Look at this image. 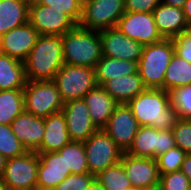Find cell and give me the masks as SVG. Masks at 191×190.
<instances>
[{
    "instance_id": "6da1fadb",
    "label": "cell",
    "mask_w": 191,
    "mask_h": 190,
    "mask_svg": "<svg viewBox=\"0 0 191 190\" xmlns=\"http://www.w3.org/2000/svg\"><path fill=\"white\" fill-rule=\"evenodd\" d=\"M127 105L140 126L158 130H173L179 117L170 106L168 92L164 89H146Z\"/></svg>"
},
{
    "instance_id": "7a4b0ae2",
    "label": "cell",
    "mask_w": 191,
    "mask_h": 190,
    "mask_svg": "<svg viewBox=\"0 0 191 190\" xmlns=\"http://www.w3.org/2000/svg\"><path fill=\"white\" fill-rule=\"evenodd\" d=\"M24 65L27 80H53L64 65L62 36L40 35Z\"/></svg>"
},
{
    "instance_id": "3957f363",
    "label": "cell",
    "mask_w": 191,
    "mask_h": 190,
    "mask_svg": "<svg viewBox=\"0 0 191 190\" xmlns=\"http://www.w3.org/2000/svg\"><path fill=\"white\" fill-rule=\"evenodd\" d=\"M64 64L95 68L102 58L100 31L76 25L62 35Z\"/></svg>"
},
{
    "instance_id": "277c9868",
    "label": "cell",
    "mask_w": 191,
    "mask_h": 190,
    "mask_svg": "<svg viewBox=\"0 0 191 190\" xmlns=\"http://www.w3.org/2000/svg\"><path fill=\"white\" fill-rule=\"evenodd\" d=\"M175 53L171 38L144 45L137 72L147 89H163L166 69Z\"/></svg>"
},
{
    "instance_id": "5b68a950",
    "label": "cell",
    "mask_w": 191,
    "mask_h": 190,
    "mask_svg": "<svg viewBox=\"0 0 191 190\" xmlns=\"http://www.w3.org/2000/svg\"><path fill=\"white\" fill-rule=\"evenodd\" d=\"M23 92L26 112L46 118L62 111L64 102L53 80H27Z\"/></svg>"
},
{
    "instance_id": "8992f818",
    "label": "cell",
    "mask_w": 191,
    "mask_h": 190,
    "mask_svg": "<svg viewBox=\"0 0 191 190\" xmlns=\"http://www.w3.org/2000/svg\"><path fill=\"white\" fill-rule=\"evenodd\" d=\"M63 102L82 99L96 86L94 68L64 64L53 79Z\"/></svg>"
},
{
    "instance_id": "52a82bcc",
    "label": "cell",
    "mask_w": 191,
    "mask_h": 190,
    "mask_svg": "<svg viewBox=\"0 0 191 190\" xmlns=\"http://www.w3.org/2000/svg\"><path fill=\"white\" fill-rule=\"evenodd\" d=\"M124 13V0H85L78 25L92 31L115 28Z\"/></svg>"
},
{
    "instance_id": "ba28073f",
    "label": "cell",
    "mask_w": 191,
    "mask_h": 190,
    "mask_svg": "<svg viewBox=\"0 0 191 190\" xmlns=\"http://www.w3.org/2000/svg\"><path fill=\"white\" fill-rule=\"evenodd\" d=\"M83 144L89 173L94 176L121 160L123 151L103 129H98Z\"/></svg>"
},
{
    "instance_id": "9c48e42d",
    "label": "cell",
    "mask_w": 191,
    "mask_h": 190,
    "mask_svg": "<svg viewBox=\"0 0 191 190\" xmlns=\"http://www.w3.org/2000/svg\"><path fill=\"white\" fill-rule=\"evenodd\" d=\"M38 167V153L28 151L8 159L1 178L10 190H37Z\"/></svg>"
},
{
    "instance_id": "30bf717a",
    "label": "cell",
    "mask_w": 191,
    "mask_h": 190,
    "mask_svg": "<svg viewBox=\"0 0 191 190\" xmlns=\"http://www.w3.org/2000/svg\"><path fill=\"white\" fill-rule=\"evenodd\" d=\"M175 146L172 130H158L152 126H140L126 153L135 157L156 159L160 154Z\"/></svg>"
},
{
    "instance_id": "8fae6325",
    "label": "cell",
    "mask_w": 191,
    "mask_h": 190,
    "mask_svg": "<svg viewBox=\"0 0 191 190\" xmlns=\"http://www.w3.org/2000/svg\"><path fill=\"white\" fill-rule=\"evenodd\" d=\"M29 22L40 35H60L73 29L77 24L65 12L39 4H29Z\"/></svg>"
},
{
    "instance_id": "7c38bea8",
    "label": "cell",
    "mask_w": 191,
    "mask_h": 190,
    "mask_svg": "<svg viewBox=\"0 0 191 190\" xmlns=\"http://www.w3.org/2000/svg\"><path fill=\"white\" fill-rule=\"evenodd\" d=\"M116 28L128 38L143 45L156 43L163 39L152 12H125L118 20Z\"/></svg>"
},
{
    "instance_id": "4fadbf2b",
    "label": "cell",
    "mask_w": 191,
    "mask_h": 190,
    "mask_svg": "<svg viewBox=\"0 0 191 190\" xmlns=\"http://www.w3.org/2000/svg\"><path fill=\"white\" fill-rule=\"evenodd\" d=\"M133 189L158 190L160 174L156 159L122 153L120 160Z\"/></svg>"
},
{
    "instance_id": "5bb4252c",
    "label": "cell",
    "mask_w": 191,
    "mask_h": 190,
    "mask_svg": "<svg viewBox=\"0 0 191 190\" xmlns=\"http://www.w3.org/2000/svg\"><path fill=\"white\" fill-rule=\"evenodd\" d=\"M139 127L140 125L132 114L131 108L123 103L116 106L103 130L123 152H126L131 146Z\"/></svg>"
},
{
    "instance_id": "9a60e30c",
    "label": "cell",
    "mask_w": 191,
    "mask_h": 190,
    "mask_svg": "<svg viewBox=\"0 0 191 190\" xmlns=\"http://www.w3.org/2000/svg\"><path fill=\"white\" fill-rule=\"evenodd\" d=\"M102 56L139 61L144 45L128 38L116 27L100 31Z\"/></svg>"
},
{
    "instance_id": "2e32d148",
    "label": "cell",
    "mask_w": 191,
    "mask_h": 190,
    "mask_svg": "<svg viewBox=\"0 0 191 190\" xmlns=\"http://www.w3.org/2000/svg\"><path fill=\"white\" fill-rule=\"evenodd\" d=\"M61 112L65 116L71 141L84 142L98 130L91 121L88 106L83 98L65 102Z\"/></svg>"
},
{
    "instance_id": "e0dca14e",
    "label": "cell",
    "mask_w": 191,
    "mask_h": 190,
    "mask_svg": "<svg viewBox=\"0 0 191 190\" xmlns=\"http://www.w3.org/2000/svg\"><path fill=\"white\" fill-rule=\"evenodd\" d=\"M40 34L28 21L0 37V53L24 62Z\"/></svg>"
},
{
    "instance_id": "ac0fdd59",
    "label": "cell",
    "mask_w": 191,
    "mask_h": 190,
    "mask_svg": "<svg viewBox=\"0 0 191 190\" xmlns=\"http://www.w3.org/2000/svg\"><path fill=\"white\" fill-rule=\"evenodd\" d=\"M38 157L37 190H53L71 174V171L67 170L64 155L57 151L38 153Z\"/></svg>"
},
{
    "instance_id": "d6986e66",
    "label": "cell",
    "mask_w": 191,
    "mask_h": 190,
    "mask_svg": "<svg viewBox=\"0 0 191 190\" xmlns=\"http://www.w3.org/2000/svg\"><path fill=\"white\" fill-rule=\"evenodd\" d=\"M11 128L27 151L36 152L40 148L44 135V118L24 110L13 120Z\"/></svg>"
},
{
    "instance_id": "ffe728a7",
    "label": "cell",
    "mask_w": 191,
    "mask_h": 190,
    "mask_svg": "<svg viewBox=\"0 0 191 190\" xmlns=\"http://www.w3.org/2000/svg\"><path fill=\"white\" fill-rule=\"evenodd\" d=\"M66 119L62 112L44 118V135L37 153L56 152L70 142Z\"/></svg>"
},
{
    "instance_id": "44dd1931",
    "label": "cell",
    "mask_w": 191,
    "mask_h": 190,
    "mask_svg": "<svg viewBox=\"0 0 191 190\" xmlns=\"http://www.w3.org/2000/svg\"><path fill=\"white\" fill-rule=\"evenodd\" d=\"M152 13L157 29L163 38H175L189 29L182 8L160 3Z\"/></svg>"
},
{
    "instance_id": "7402d4cb",
    "label": "cell",
    "mask_w": 191,
    "mask_h": 190,
    "mask_svg": "<svg viewBox=\"0 0 191 190\" xmlns=\"http://www.w3.org/2000/svg\"><path fill=\"white\" fill-rule=\"evenodd\" d=\"M88 106L91 121L97 129H103L119 104L102 86H96L83 98Z\"/></svg>"
},
{
    "instance_id": "603a6c76",
    "label": "cell",
    "mask_w": 191,
    "mask_h": 190,
    "mask_svg": "<svg viewBox=\"0 0 191 190\" xmlns=\"http://www.w3.org/2000/svg\"><path fill=\"white\" fill-rule=\"evenodd\" d=\"M102 87L119 104H127L130 100L147 89L138 72L110 79L106 81Z\"/></svg>"
},
{
    "instance_id": "cb8c5ba5",
    "label": "cell",
    "mask_w": 191,
    "mask_h": 190,
    "mask_svg": "<svg viewBox=\"0 0 191 190\" xmlns=\"http://www.w3.org/2000/svg\"><path fill=\"white\" fill-rule=\"evenodd\" d=\"M28 0H0V37L29 21Z\"/></svg>"
},
{
    "instance_id": "d4e9b609",
    "label": "cell",
    "mask_w": 191,
    "mask_h": 190,
    "mask_svg": "<svg viewBox=\"0 0 191 190\" xmlns=\"http://www.w3.org/2000/svg\"><path fill=\"white\" fill-rule=\"evenodd\" d=\"M26 82L24 62L0 53V90L23 89Z\"/></svg>"
},
{
    "instance_id": "484cf974",
    "label": "cell",
    "mask_w": 191,
    "mask_h": 190,
    "mask_svg": "<svg viewBox=\"0 0 191 190\" xmlns=\"http://www.w3.org/2000/svg\"><path fill=\"white\" fill-rule=\"evenodd\" d=\"M97 86L115 77L137 73V62L102 56L94 68Z\"/></svg>"
},
{
    "instance_id": "4316f807",
    "label": "cell",
    "mask_w": 191,
    "mask_h": 190,
    "mask_svg": "<svg viewBox=\"0 0 191 190\" xmlns=\"http://www.w3.org/2000/svg\"><path fill=\"white\" fill-rule=\"evenodd\" d=\"M24 110L23 89L0 90V124L11 125Z\"/></svg>"
},
{
    "instance_id": "83f0119b",
    "label": "cell",
    "mask_w": 191,
    "mask_h": 190,
    "mask_svg": "<svg viewBox=\"0 0 191 190\" xmlns=\"http://www.w3.org/2000/svg\"><path fill=\"white\" fill-rule=\"evenodd\" d=\"M191 84V63L174 53L166 69L163 89L170 91L173 88Z\"/></svg>"
},
{
    "instance_id": "f1b7e54d",
    "label": "cell",
    "mask_w": 191,
    "mask_h": 190,
    "mask_svg": "<svg viewBox=\"0 0 191 190\" xmlns=\"http://www.w3.org/2000/svg\"><path fill=\"white\" fill-rule=\"evenodd\" d=\"M57 152L64 155L67 170H70L71 174L89 173L83 142L70 141Z\"/></svg>"
},
{
    "instance_id": "f546056e",
    "label": "cell",
    "mask_w": 191,
    "mask_h": 190,
    "mask_svg": "<svg viewBox=\"0 0 191 190\" xmlns=\"http://www.w3.org/2000/svg\"><path fill=\"white\" fill-rule=\"evenodd\" d=\"M95 178L105 190L133 189L121 162L103 170Z\"/></svg>"
},
{
    "instance_id": "4dcf8cb0",
    "label": "cell",
    "mask_w": 191,
    "mask_h": 190,
    "mask_svg": "<svg viewBox=\"0 0 191 190\" xmlns=\"http://www.w3.org/2000/svg\"><path fill=\"white\" fill-rule=\"evenodd\" d=\"M168 92L170 106L181 119L191 118V84L179 86Z\"/></svg>"
},
{
    "instance_id": "1f68e13d",
    "label": "cell",
    "mask_w": 191,
    "mask_h": 190,
    "mask_svg": "<svg viewBox=\"0 0 191 190\" xmlns=\"http://www.w3.org/2000/svg\"><path fill=\"white\" fill-rule=\"evenodd\" d=\"M26 148L15 136L11 125L0 124V154L7 159L24 155Z\"/></svg>"
},
{
    "instance_id": "d6a6232c",
    "label": "cell",
    "mask_w": 191,
    "mask_h": 190,
    "mask_svg": "<svg viewBox=\"0 0 191 190\" xmlns=\"http://www.w3.org/2000/svg\"><path fill=\"white\" fill-rule=\"evenodd\" d=\"M187 155L180 147L175 146L167 152L160 154L156 157L159 174L172 173L179 171Z\"/></svg>"
},
{
    "instance_id": "836d02e7",
    "label": "cell",
    "mask_w": 191,
    "mask_h": 190,
    "mask_svg": "<svg viewBox=\"0 0 191 190\" xmlns=\"http://www.w3.org/2000/svg\"><path fill=\"white\" fill-rule=\"evenodd\" d=\"M39 4L65 12L77 25L82 17L83 3L80 0H36Z\"/></svg>"
},
{
    "instance_id": "e575fe53",
    "label": "cell",
    "mask_w": 191,
    "mask_h": 190,
    "mask_svg": "<svg viewBox=\"0 0 191 190\" xmlns=\"http://www.w3.org/2000/svg\"><path fill=\"white\" fill-rule=\"evenodd\" d=\"M172 131L175 145L191 154V120L179 118Z\"/></svg>"
},
{
    "instance_id": "d590c367",
    "label": "cell",
    "mask_w": 191,
    "mask_h": 190,
    "mask_svg": "<svg viewBox=\"0 0 191 190\" xmlns=\"http://www.w3.org/2000/svg\"><path fill=\"white\" fill-rule=\"evenodd\" d=\"M190 180L181 171L160 175L158 190H189Z\"/></svg>"
},
{
    "instance_id": "8d00e7d4",
    "label": "cell",
    "mask_w": 191,
    "mask_h": 190,
    "mask_svg": "<svg viewBox=\"0 0 191 190\" xmlns=\"http://www.w3.org/2000/svg\"><path fill=\"white\" fill-rule=\"evenodd\" d=\"M94 179L90 173L70 174L53 190H86Z\"/></svg>"
},
{
    "instance_id": "74e56055",
    "label": "cell",
    "mask_w": 191,
    "mask_h": 190,
    "mask_svg": "<svg viewBox=\"0 0 191 190\" xmlns=\"http://www.w3.org/2000/svg\"><path fill=\"white\" fill-rule=\"evenodd\" d=\"M175 54L191 63V28L172 38Z\"/></svg>"
},
{
    "instance_id": "f35d334b",
    "label": "cell",
    "mask_w": 191,
    "mask_h": 190,
    "mask_svg": "<svg viewBox=\"0 0 191 190\" xmlns=\"http://www.w3.org/2000/svg\"><path fill=\"white\" fill-rule=\"evenodd\" d=\"M125 12L150 13L161 3V0H124Z\"/></svg>"
},
{
    "instance_id": "ab89813d",
    "label": "cell",
    "mask_w": 191,
    "mask_h": 190,
    "mask_svg": "<svg viewBox=\"0 0 191 190\" xmlns=\"http://www.w3.org/2000/svg\"><path fill=\"white\" fill-rule=\"evenodd\" d=\"M191 181V154H187L180 169Z\"/></svg>"
},
{
    "instance_id": "60d3db41",
    "label": "cell",
    "mask_w": 191,
    "mask_h": 190,
    "mask_svg": "<svg viewBox=\"0 0 191 190\" xmlns=\"http://www.w3.org/2000/svg\"><path fill=\"white\" fill-rule=\"evenodd\" d=\"M182 9L184 12L185 20L189 28H191V0H186Z\"/></svg>"
},
{
    "instance_id": "b9f144b4",
    "label": "cell",
    "mask_w": 191,
    "mask_h": 190,
    "mask_svg": "<svg viewBox=\"0 0 191 190\" xmlns=\"http://www.w3.org/2000/svg\"><path fill=\"white\" fill-rule=\"evenodd\" d=\"M186 0H161V3L173 6L176 8H183Z\"/></svg>"
},
{
    "instance_id": "7bdbcfd3",
    "label": "cell",
    "mask_w": 191,
    "mask_h": 190,
    "mask_svg": "<svg viewBox=\"0 0 191 190\" xmlns=\"http://www.w3.org/2000/svg\"><path fill=\"white\" fill-rule=\"evenodd\" d=\"M86 190H105L102 185L96 180V178L91 182V184L86 188Z\"/></svg>"
},
{
    "instance_id": "ee69618b",
    "label": "cell",
    "mask_w": 191,
    "mask_h": 190,
    "mask_svg": "<svg viewBox=\"0 0 191 190\" xmlns=\"http://www.w3.org/2000/svg\"><path fill=\"white\" fill-rule=\"evenodd\" d=\"M7 158L0 154V177H2L7 164Z\"/></svg>"
},
{
    "instance_id": "f6af8a7d",
    "label": "cell",
    "mask_w": 191,
    "mask_h": 190,
    "mask_svg": "<svg viewBox=\"0 0 191 190\" xmlns=\"http://www.w3.org/2000/svg\"><path fill=\"white\" fill-rule=\"evenodd\" d=\"M0 190H10L3 182L2 178L0 177Z\"/></svg>"
},
{
    "instance_id": "bcb514c9",
    "label": "cell",
    "mask_w": 191,
    "mask_h": 190,
    "mask_svg": "<svg viewBox=\"0 0 191 190\" xmlns=\"http://www.w3.org/2000/svg\"><path fill=\"white\" fill-rule=\"evenodd\" d=\"M132 190H151V189H132Z\"/></svg>"
}]
</instances>
